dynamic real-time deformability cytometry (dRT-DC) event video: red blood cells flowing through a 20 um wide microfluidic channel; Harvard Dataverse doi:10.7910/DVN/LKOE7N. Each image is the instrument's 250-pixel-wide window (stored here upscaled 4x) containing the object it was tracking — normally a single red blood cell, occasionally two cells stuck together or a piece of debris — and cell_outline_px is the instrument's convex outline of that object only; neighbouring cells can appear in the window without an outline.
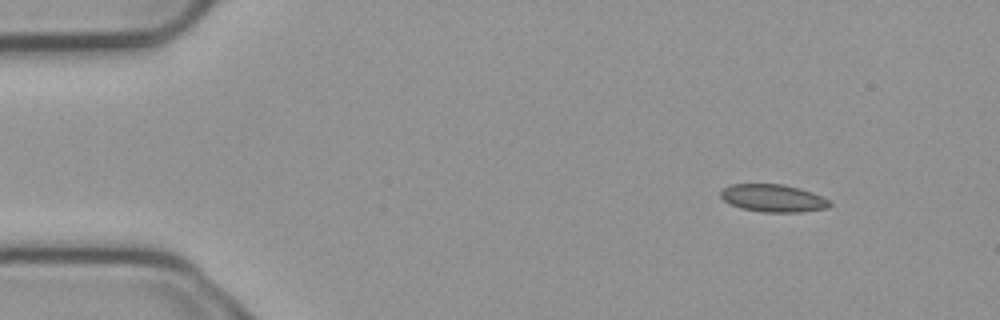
{"species": "common noctule bat (a hibernating species)", "species_latin": "Nyctalus noctula", "temperature_condition": "cold", "stored_images_in_passage": 6, "camera_frame_rate_fps": 3000, "um_per_image_px": 0.085, "animal": {"sex": "male", "body_mass_g": 23.1, "forearm_length_mm": 52.7}, "frame": {"image": 1, "passage_image": 1, "time_ms": 0.0, "image_size_px": [1000, 320], "cell_outline_px": [[832, 204], [828, 208], [800, 212], [764, 212], [740, 208], [724, 200], [720, 196], [720, 192], [724, 188], [732, 184], [784, 184], [800, 188], [812, 192], [828, 200]], "centroid_in_image_um": [65.72, 16.84], "position_along_channel_um": 19.3, "area_um2": 17.46}}
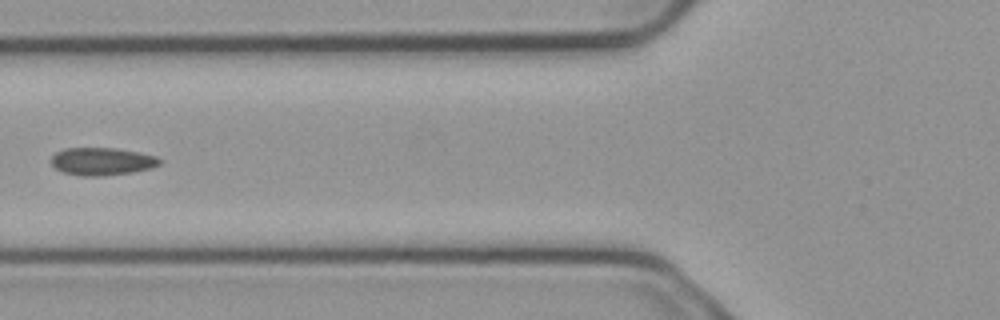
{"frame": {"image": 2, "passage_image": 5, "time_ms": 1.333, "image_size_px": [1000, 320], "cell_outline_px": [[160, 164], [152, 168], [132, 172], [104, 176], [80, 176], [64, 172], [56, 168], [52, 164], [52, 156], [56, 152], [64, 148], [116, 148], [156, 156], [160, 160]], "centroid_in_image_um": [8.66, 13.72], "position_along_channel_um": 117.1, "area_um2": 17.4}}
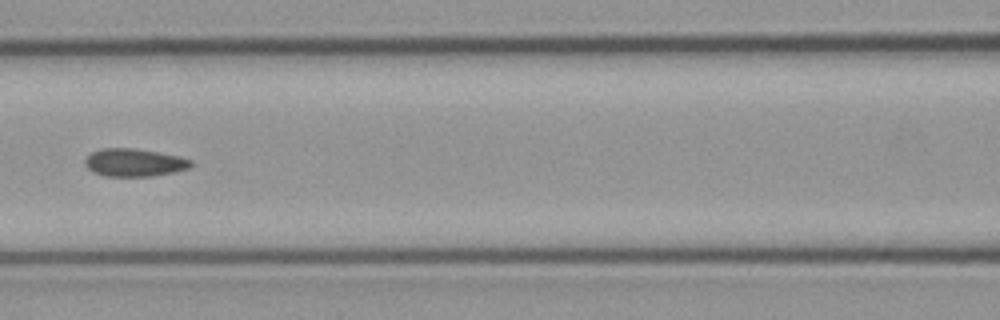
{"frame": {"image": 3, "passage_image": 6, "time_ms": 1.667, "image_size_px": [1000, 320], "cell_outline_px": [[192, 164], [188, 168], [176, 172], [152, 176], [104, 176], [92, 172], [84, 164], [84, 160], [92, 152], [100, 148], [132, 148], [180, 156], [192, 160]], "centroid_in_image_um": [11.4, 13.82], "position_along_channel_um": 155.2, "area_um2": 17.22}}